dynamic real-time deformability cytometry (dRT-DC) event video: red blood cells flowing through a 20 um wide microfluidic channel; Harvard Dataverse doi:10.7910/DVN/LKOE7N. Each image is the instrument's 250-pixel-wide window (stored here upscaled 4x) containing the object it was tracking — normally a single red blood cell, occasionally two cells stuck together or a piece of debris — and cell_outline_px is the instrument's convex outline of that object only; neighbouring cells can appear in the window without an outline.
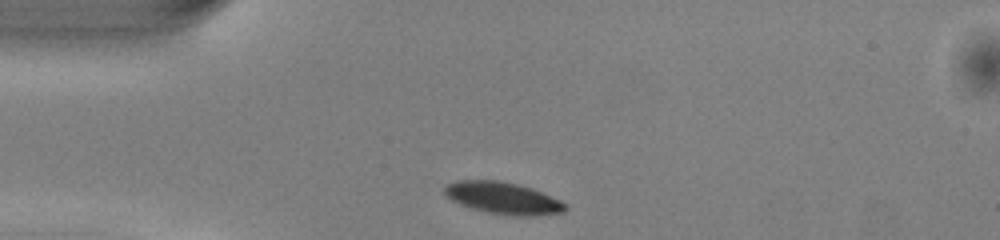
{"species": "common noctule bat (a hibernating species)", "species_latin": "Nyctalus noctula", "temperature_condition": "warm", "stored_images_in_passage": 39, "camera_frame_rate_fps": 3000, "um_per_image_px": 0.085, "animal": {"sex": "male", "body_mass_g": 13.0, "forearm_length_mm": 53.1}, "frame": {"image": 1, "passage_image": 1, "time_ms": 0.0, "image_size_px": [1000, 240], "cell_outline_px": [[568, 208], [564, 212], [532, 216], [516, 216], [488, 212], [472, 208], [460, 204], [452, 200], [444, 192], [444, 188], [448, 184], [456, 180], [500, 180], [532, 188], [560, 200]], "centroid_in_image_um": [42.76, 16.83], "position_along_channel_um": 42.2, "area_um2": 22.25}}
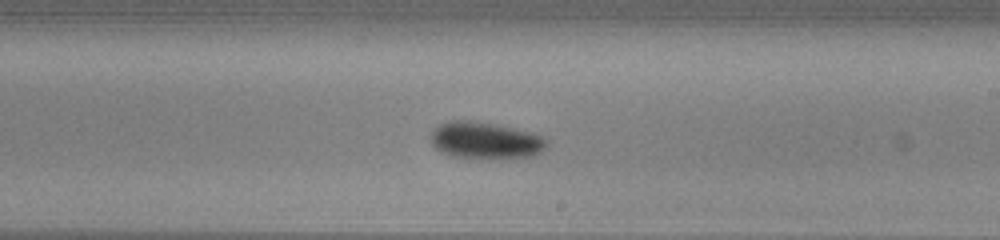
{"frame": {"image": 2, "passage_image": 18, "time_ms": 5.667, "image_size_px": [1000, 240], "cell_outline_px": [[548, 144], [540, 152], [532, 156], [500, 160], [452, 156], [440, 152], [432, 144], [432, 132], [440, 124], [448, 120], [476, 120], [496, 124], [532, 132], [544, 136], [548, 140]], "centroid_in_image_um": [41.3, 11.95], "position_along_channel_um": 247.7, "area_um2": 25.43}}
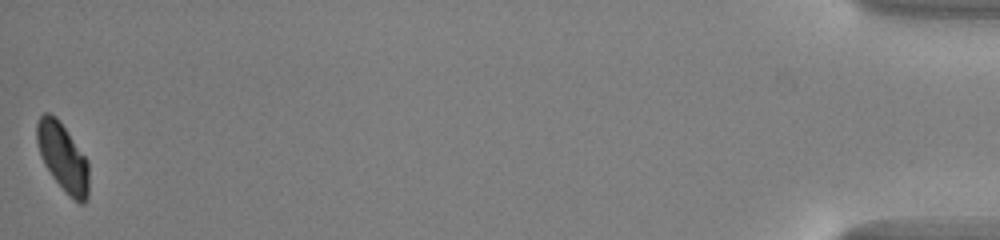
{"frame": {"image": 3, "passage_image": 39, "time_ms": 12.667, "image_size_px": [1000, 240], "cell_outline_px": [[88, 196], [84, 204], [80, 204], [52, 176], [44, 164], [40, 156], [36, 140], [36, 124], [40, 116], [44, 112], [48, 112], [56, 116], [88, 160]], "centroid_in_image_um": [5.32, 13.31], "position_along_channel_um": 429.9, "area_um2": 20.35}, "authors_computed_cell_mechanics": {"area_um2": 22.7732, "velocity_mm_per_s": 4.0469, "shape_relaxation_time_tau1_ms": 1.8966, "shape_relaxation_time_tau2_ms": null, "deformation_change_tau1": 0.0988, "deformation_change_tau2": null}}